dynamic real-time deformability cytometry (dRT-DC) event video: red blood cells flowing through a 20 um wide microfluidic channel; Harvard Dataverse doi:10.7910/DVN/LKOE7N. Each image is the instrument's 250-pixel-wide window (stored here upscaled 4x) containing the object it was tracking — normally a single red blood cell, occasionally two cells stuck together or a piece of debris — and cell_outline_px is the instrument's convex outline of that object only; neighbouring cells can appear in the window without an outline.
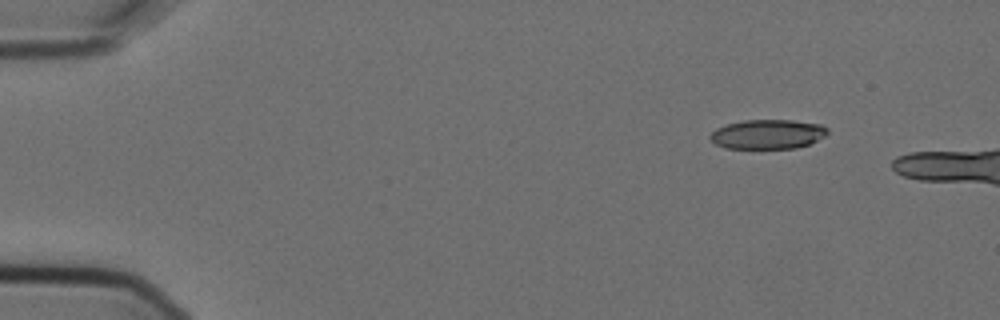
{"species": "Egyptian fruit bat (a non-hibernating species)", "species_latin": "Rousettus aegyptiacus", "temperature_condition": "cold", "stored_images_in_passage": 2, "camera_frame_rate_fps": 3000, "um_per_image_px": 0.085, "animal": {"sex": "female"}, "frame": {"image": 1, "passage_image": 1, "time_ms": 0.0, "image_size_px": [1000, 320], "cell_outline_px": [[828, 132], [824, 136], [808, 144], [796, 148], [724, 148], [716, 144], [708, 136], [716, 128], [728, 124], [744, 120], [792, 120], [820, 124], [828, 128]], "centroid_in_image_um": [65.24, 11.4], "position_along_channel_um": 19.8, "area_um2": 20.0}}